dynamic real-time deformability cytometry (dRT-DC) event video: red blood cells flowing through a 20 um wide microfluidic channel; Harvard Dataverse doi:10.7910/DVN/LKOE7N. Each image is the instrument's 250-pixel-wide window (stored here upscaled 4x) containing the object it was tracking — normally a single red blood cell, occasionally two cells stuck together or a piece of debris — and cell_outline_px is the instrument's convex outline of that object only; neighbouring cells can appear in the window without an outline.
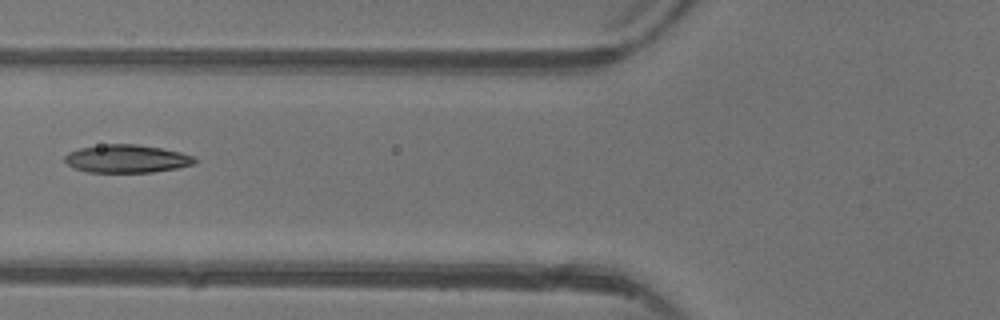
{"species": "common noctule bat (a hibernating species)", "species_latin": "Nyctalus noctula", "temperature_condition": "warm", "stored_images_in_passage": 6, "camera_frame_rate_fps": 3000, "um_per_image_px": 0.085, "animal": {"sex": "female"}, "frame": {"image": 1, "passage_image": 6, "time_ms": 6.0, "image_size_px": [1000, 320], "cell_outline_px": [[196, 164], [176, 168], [152, 172], [88, 172], [76, 168], [68, 164], [64, 160], [64, 156], [68, 152], [80, 148], [108, 144], [136, 144], [160, 148], [180, 152], [192, 156], [196, 160]], "centroid_in_image_um": [10.77, 13.49], "position_along_channel_um": 115.0, "area_um2": 20.98}}